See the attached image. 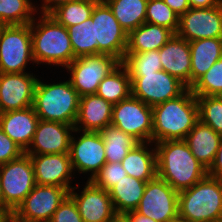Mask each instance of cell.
Returning <instances> with one entry per match:
<instances>
[{
  "mask_svg": "<svg viewBox=\"0 0 222 222\" xmlns=\"http://www.w3.org/2000/svg\"><path fill=\"white\" fill-rule=\"evenodd\" d=\"M157 176L180 192L198 183L207 169L191 153L184 140H166L154 144Z\"/></svg>",
  "mask_w": 222,
  "mask_h": 222,
  "instance_id": "cell-1",
  "label": "cell"
},
{
  "mask_svg": "<svg viewBox=\"0 0 222 222\" xmlns=\"http://www.w3.org/2000/svg\"><path fill=\"white\" fill-rule=\"evenodd\" d=\"M152 143L184 140L199 120L197 98L187 88L176 98L152 107Z\"/></svg>",
  "mask_w": 222,
  "mask_h": 222,
  "instance_id": "cell-2",
  "label": "cell"
},
{
  "mask_svg": "<svg viewBox=\"0 0 222 222\" xmlns=\"http://www.w3.org/2000/svg\"><path fill=\"white\" fill-rule=\"evenodd\" d=\"M40 21L30 23L35 63L67 67L76 57L68 30L49 14H41Z\"/></svg>",
  "mask_w": 222,
  "mask_h": 222,
  "instance_id": "cell-3",
  "label": "cell"
},
{
  "mask_svg": "<svg viewBox=\"0 0 222 222\" xmlns=\"http://www.w3.org/2000/svg\"><path fill=\"white\" fill-rule=\"evenodd\" d=\"M79 102L80 96L69 80L47 84L38 79L33 107L40 120L74 125Z\"/></svg>",
  "mask_w": 222,
  "mask_h": 222,
  "instance_id": "cell-4",
  "label": "cell"
},
{
  "mask_svg": "<svg viewBox=\"0 0 222 222\" xmlns=\"http://www.w3.org/2000/svg\"><path fill=\"white\" fill-rule=\"evenodd\" d=\"M178 216L189 222H214L222 218V180L206 175L180 191Z\"/></svg>",
  "mask_w": 222,
  "mask_h": 222,
  "instance_id": "cell-5",
  "label": "cell"
},
{
  "mask_svg": "<svg viewBox=\"0 0 222 222\" xmlns=\"http://www.w3.org/2000/svg\"><path fill=\"white\" fill-rule=\"evenodd\" d=\"M3 210L12 214L36 185L34 168L27 153L0 165Z\"/></svg>",
  "mask_w": 222,
  "mask_h": 222,
  "instance_id": "cell-6",
  "label": "cell"
},
{
  "mask_svg": "<svg viewBox=\"0 0 222 222\" xmlns=\"http://www.w3.org/2000/svg\"><path fill=\"white\" fill-rule=\"evenodd\" d=\"M33 58L30 24L3 25L0 31V73H22Z\"/></svg>",
  "mask_w": 222,
  "mask_h": 222,
  "instance_id": "cell-7",
  "label": "cell"
},
{
  "mask_svg": "<svg viewBox=\"0 0 222 222\" xmlns=\"http://www.w3.org/2000/svg\"><path fill=\"white\" fill-rule=\"evenodd\" d=\"M121 62L107 54L84 55L75 58L66 68L69 81L80 97L95 94L99 83Z\"/></svg>",
  "mask_w": 222,
  "mask_h": 222,
  "instance_id": "cell-8",
  "label": "cell"
},
{
  "mask_svg": "<svg viewBox=\"0 0 222 222\" xmlns=\"http://www.w3.org/2000/svg\"><path fill=\"white\" fill-rule=\"evenodd\" d=\"M69 195L66 188L36 184L11 214L12 222H49Z\"/></svg>",
  "mask_w": 222,
  "mask_h": 222,
  "instance_id": "cell-9",
  "label": "cell"
},
{
  "mask_svg": "<svg viewBox=\"0 0 222 222\" xmlns=\"http://www.w3.org/2000/svg\"><path fill=\"white\" fill-rule=\"evenodd\" d=\"M111 125L139 142H152V107L130 95L113 105Z\"/></svg>",
  "mask_w": 222,
  "mask_h": 222,
  "instance_id": "cell-10",
  "label": "cell"
},
{
  "mask_svg": "<svg viewBox=\"0 0 222 222\" xmlns=\"http://www.w3.org/2000/svg\"><path fill=\"white\" fill-rule=\"evenodd\" d=\"M91 18L95 41L98 43V54L111 55L122 62L127 50L128 34L103 0L95 5Z\"/></svg>",
  "mask_w": 222,
  "mask_h": 222,
  "instance_id": "cell-11",
  "label": "cell"
},
{
  "mask_svg": "<svg viewBox=\"0 0 222 222\" xmlns=\"http://www.w3.org/2000/svg\"><path fill=\"white\" fill-rule=\"evenodd\" d=\"M131 95L155 106L181 95L187 87L164 70L150 74H129Z\"/></svg>",
  "mask_w": 222,
  "mask_h": 222,
  "instance_id": "cell-12",
  "label": "cell"
},
{
  "mask_svg": "<svg viewBox=\"0 0 222 222\" xmlns=\"http://www.w3.org/2000/svg\"><path fill=\"white\" fill-rule=\"evenodd\" d=\"M179 192L156 176L147 182L138 207V213L157 222H169L178 216Z\"/></svg>",
  "mask_w": 222,
  "mask_h": 222,
  "instance_id": "cell-13",
  "label": "cell"
},
{
  "mask_svg": "<svg viewBox=\"0 0 222 222\" xmlns=\"http://www.w3.org/2000/svg\"><path fill=\"white\" fill-rule=\"evenodd\" d=\"M176 34L188 42L222 38V5L211 8H190L179 17Z\"/></svg>",
  "mask_w": 222,
  "mask_h": 222,
  "instance_id": "cell-14",
  "label": "cell"
},
{
  "mask_svg": "<svg viewBox=\"0 0 222 222\" xmlns=\"http://www.w3.org/2000/svg\"><path fill=\"white\" fill-rule=\"evenodd\" d=\"M74 138L72 135L69 152L73 171L91 172L90 181L106 163L104 141L99 132L83 131L78 140Z\"/></svg>",
  "mask_w": 222,
  "mask_h": 222,
  "instance_id": "cell-15",
  "label": "cell"
},
{
  "mask_svg": "<svg viewBox=\"0 0 222 222\" xmlns=\"http://www.w3.org/2000/svg\"><path fill=\"white\" fill-rule=\"evenodd\" d=\"M37 81L33 73H0V112L32 107Z\"/></svg>",
  "mask_w": 222,
  "mask_h": 222,
  "instance_id": "cell-16",
  "label": "cell"
},
{
  "mask_svg": "<svg viewBox=\"0 0 222 222\" xmlns=\"http://www.w3.org/2000/svg\"><path fill=\"white\" fill-rule=\"evenodd\" d=\"M78 186L69 191V196L74 200L83 222H110L117 213L109 191L87 181L79 195L74 191Z\"/></svg>",
  "mask_w": 222,
  "mask_h": 222,
  "instance_id": "cell-17",
  "label": "cell"
},
{
  "mask_svg": "<svg viewBox=\"0 0 222 222\" xmlns=\"http://www.w3.org/2000/svg\"><path fill=\"white\" fill-rule=\"evenodd\" d=\"M71 131L77 133L74 125L39 120L33 140L25 153L28 155L69 153Z\"/></svg>",
  "mask_w": 222,
  "mask_h": 222,
  "instance_id": "cell-18",
  "label": "cell"
},
{
  "mask_svg": "<svg viewBox=\"0 0 222 222\" xmlns=\"http://www.w3.org/2000/svg\"><path fill=\"white\" fill-rule=\"evenodd\" d=\"M38 185L59 186L70 191L72 163L69 153L29 155Z\"/></svg>",
  "mask_w": 222,
  "mask_h": 222,
  "instance_id": "cell-19",
  "label": "cell"
},
{
  "mask_svg": "<svg viewBox=\"0 0 222 222\" xmlns=\"http://www.w3.org/2000/svg\"><path fill=\"white\" fill-rule=\"evenodd\" d=\"M162 69L190 88L191 51L189 42L175 34L159 49Z\"/></svg>",
  "mask_w": 222,
  "mask_h": 222,
  "instance_id": "cell-20",
  "label": "cell"
},
{
  "mask_svg": "<svg viewBox=\"0 0 222 222\" xmlns=\"http://www.w3.org/2000/svg\"><path fill=\"white\" fill-rule=\"evenodd\" d=\"M39 120L32 106L1 113L0 127L25 152L33 140Z\"/></svg>",
  "mask_w": 222,
  "mask_h": 222,
  "instance_id": "cell-21",
  "label": "cell"
},
{
  "mask_svg": "<svg viewBox=\"0 0 222 222\" xmlns=\"http://www.w3.org/2000/svg\"><path fill=\"white\" fill-rule=\"evenodd\" d=\"M112 111L113 104L96 94L80 97L75 130L100 132L104 127L111 125Z\"/></svg>",
  "mask_w": 222,
  "mask_h": 222,
  "instance_id": "cell-22",
  "label": "cell"
},
{
  "mask_svg": "<svg viewBox=\"0 0 222 222\" xmlns=\"http://www.w3.org/2000/svg\"><path fill=\"white\" fill-rule=\"evenodd\" d=\"M221 138L209 125L198 120L184 141L195 158L208 170L214 162Z\"/></svg>",
  "mask_w": 222,
  "mask_h": 222,
  "instance_id": "cell-23",
  "label": "cell"
},
{
  "mask_svg": "<svg viewBox=\"0 0 222 222\" xmlns=\"http://www.w3.org/2000/svg\"><path fill=\"white\" fill-rule=\"evenodd\" d=\"M191 51L190 88L222 57V38L189 42Z\"/></svg>",
  "mask_w": 222,
  "mask_h": 222,
  "instance_id": "cell-24",
  "label": "cell"
},
{
  "mask_svg": "<svg viewBox=\"0 0 222 222\" xmlns=\"http://www.w3.org/2000/svg\"><path fill=\"white\" fill-rule=\"evenodd\" d=\"M151 143V144H150ZM152 142H140L121 161L128 176L148 182L157 176L156 150L148 146Z\"/></svg>",
  "mask_w": 222,
  "mask_h": 222,
  "instance_id": "cell-25",
  "label": "cell"
},
{
  "mask_svg": "<svg viewBox=\"0 0 222 222\" xmlns=\"http://www.w3.org/2000/svg\"><path fill=\"white\" fill-rule=\"evenodd\" d=\"M174 35L175 33L166 27L145 22L128 34L126 52L159 50Z\"/></svg>",
  "mask_w": 222,
  "mask_h": 222,
  "instance_id": "cell-26",
  "label": "cell"
},
{
  "mask_svg": "<svg viewBox=\"0 0 222 222\" xmlns=\"http://www.w3.org/2000/svg\"><path fill=\"white\" fill-rule=\"evenodd\" d=\"M147 182L126 175L110 190L109 194L117 214L135 210L144 194Z\"/></svg>",
  "mask_w": 222,
  "mask_h": 222,
  "instance_id": "cell-27",
  "label": "cell"
},
{
  "mask_svg": "<svg viewBox=\"0 0 222 222\" xmlns=\"http://www.w3.org/2000/svg\"><path fill=\"white\" fill-rule=\"evenodd\" d=\"M123 30L129 34L146 22L148 0H103Z\"/></svg>",
  "mask_w": 222,
  "mask_h": 222,
  "instance_id": "cell-28",
  "label": "cell"
},
{
  "mask_svg": "<svg viewBox=\"0 0 222 222\" xmlns=\"http://www.w3.org/2000/svg\"><path fill=\"white\" fill-rule=\"evenodd\" d=\"M96 95L114 104L131 95V80L126 67L120 63L99 83Z\"/></svg>",
  "mask_w": 222,
  "mask_h": 222,
  "instance_id": "cell-29",
  "label": "cell"
},
{
  "mask_svg": "<svg viewBox=\"0 0 222 222\" xmlns=\"http://www.w3.org/2000/svg\"><path fill=\"white\" fill-rule=\"evenodd\" d=\"M99 133L105 144L106 162H121L129 151L140 143L114 125L104 127Z\"/></svg>",
  "mask_w": 222,
  "mask_h": 222,
  "instance_id": "cell-30",
  "label": "cell"
},
{
  "mask_svg": "<svg viewBox=\"0 0 222 222\" xmlns=\"http://www.w3.org/2000/svg\"><path fill=\"white\" fill-rule=\"evenodd\" d=\"M100 0H73L58 6L49 15L59 24L74 26L91 18L95 5Z\"/></svg>",
  "mask_w": 222,
  "mask_h": 222,
  "instance_id": "cell-31",
  "label": "cell"
},
{
  "mask_svg": "<svg viewBox=\"0 0 222 222\" xmlns=\"http://www.w3.org/2000/svg\"><path fill=\"white\" fill-rule=\"evenodd\" d=\"M74 56L98 54V43L95 41L94 24L92 18L81 24L67 27Z\"/></svg>",
  "mask_w": 222,
  "mask_h": 222,
  "instance_id": "cell-32",
  "label": "cell"
},
{
  "mask_svg": "<svg viewBox=\"0 0 222 222\" xmlns=\"http://www.w3.org/2000/svg\"><path fill=\"white\" fill-rule=\"evenodd\" d=\"M30 0H0V23L2 25L30 24L37 7ZM33 15V16H32Z\"/></svg>",
  "mask_w": 222,
  "mask_h": 222,
  "instance_id": "cell-33",
  "label": "cell"
},
{
  "mask_svg": "<svg viewBox=\"0 0 222 222\" xmlns=\"http://www.w3.org/2000/svg\"><path fill=\"white\" fill-rule=\"evenodd\" d=\"M159 50H151L142 53L126 52L121 62L129 74H150L161 71Z\"/></svg>",
  "mask_w": 222,
  "mask_h": 222,
  "instance_id": "cell-34",
  "label": "cell"
},
{
  "mask_svg": "<svg viewBox=\"0 0 222 222\" xmlns=\"http://www.w3.org/2000/svg\"><path fill=\"white\" fill-rule=\"evenodd\" d=\"M199 120L222 136V96H196Z\"/></svg>",
  "mask_w": 222,
  "mask_h": 222,
  "instance_id": "cell-35",
  "label": "cell"
},
{
  "mask_svg": "<svg viewBox=\"0 0 222 222\" xmlns=\"http://www.w3.org/2000/svg\"><path fill=\"white\" fill-rule=\"evenodd\" d=\"M195 96H222V57L191 87Z\"/></svg>",
  "mask_w": 222,
  "mask_h": 222,
  "instance_id": "cell-36",
  "label": "cell"
},
{
  "mask_svg": "<svg viewBox=\"0 0 222 222\" xmlns=\"http://www.w3.org/2000/svg\"><path fill=\"white\" fill-rule=\"evenodd\" d=\"M146 23L166 27L176 34L179 27V16L163 0H148Z\"/></svg>",
  "mask_w": 222,
  "mask_h": 222,
  "instance_id": "cell-37",
  "label": "cell"
},
{
  "mask_svg": "<svg viewBox=\"0 0 222 222\" xmlns=\"http://www.w3.org/2000/svg\"><path fill=\"white\" fill-rule=\"evenodd\" d=\"M127 175L121 162H106L99 172L90 180L95 186L109 191Z\"/></svg>",
  "mask_w": 222,
  "mask_h": 222,
  "instance_id": "cell-38",
  "label": "cell"
},
{
  "mask_svg": "<svg viewBox=\"0 0 222 222\" xmlns=\"http://www.w3.org/2000/svg\"><path fill=\"white\" fill-rule=\"evenodd\" d=\"M49 222H83L74 200L68 195Z\"/></svg>",
  "mask_w": 222,
  "mask_h": 222,
  "instance_id": "cell-39",
  "label": "cell"
},
{
  "mask_svg": "<svg viewBox=\"0 0 222 222\" xmlns=\"http://www.w3.org/2000/svg\"><path fill=\"white\" fill-rule=\"evenodd\" d=\"M24 153L22 148L11 140L0 127V165L8 163Z\"/></svg>",
  "mask_w": 222,
  "mask_h": 222,
  "instance_id": "cell-40",
  "label": "cell"
},
{
  "mask_svg": "<svg viewBox=\"0 0 222 222\" xmlns=\"http://www.w3.org/2000/svg\"><path fill=\"white\" fill-rule=\"evenodd\" d=\"M207 175L222 180V138L220 140L214 162L207 170Z\"/></svg>",
  "mask_w": 222,
  "mask_h": 222,
  "instance_id": "cell-41",
  "label": "cell"
},
{
  "mask_svg": "<svg viewBox=\"0 0 222 222\" xmlns=\"http://www.w3.org/2000/svg\"><path fill=\"white\" fill-rule=\"evenodd\" d=\"M174 12L177 16H181L186 13L189 9V1L188 0H163Z\"/></svg>",
  "mask_w": 222,
  "mask_h": 222,
  "instance_id": "cell-42",
  "label": "cell"
},
{
  "mask_svg": "<svg viewBox=\"0 0 222 222\" xmlns=\"http://www.w3.org/2000/svg\"><path fill=\"white\" fill-rule=\"evenodd\" d=\"M44 3L42 4L41 13L42 14H50L54 9L58 6L66 4L69 1L73 0H42Z\"/></svg>",
  "mask_w": 222,
  "mask_h": 222,
  "instance_id": "cell-43",
  "label": "cell"
},
{
  "mask_svg": "<svg viewBox=\"0 0 222 222\" xmlns=\"http://www.w3.org/2000/svg\"><path fill=\"white\" fill-rule=\"evenodd\" d=\"M190 8H211L222 5V0H188Z\"/></svg>",
  "mask_w": 222,
  "mask_h": 222,
  "instance_id": "cell-44",
  "label": "cell"
},
{
  "mask_svg": "<svg viewBox=\"0 0 222 222\" xmlns=\"http://www.w3.org/2000/svg\"><path fill=\"white\" fill-rule=\"evenodd\" d=\"M125 215L131 222H157L150 217H146L145 215L138 213L136 210L128 211Z\"/></svg>",
  "mask_w": 222,
  "mask_h": 222,
  "instance_id": "cell-45",
  "label": "cell"
},
{
  "mask_svg": "<svg viewBox=\"0 0 222 222\" xmlns=\"http://www.w3.org/2000/svg\"><path fill=\"white\" fill-rule=\"evenodd\" d=\"M110 222H131L125 214H116Z\"/></svg>",
  "mask_w": 222,
  "mask_h": 222,
  "instance_id": "cell-46",
  "label": "cell"
},
{
  "mask_svg": "<svg viewBox=\"0 0 222 222\" xmlns=\"http://www.w3.org/2000/svg\"><path fill=\"white\" fill-rule=\"evenodd\" d=\"M0 222H11V214L0 209Z\"/></svg>",
  "mask_w": 222,
  "mask_h": 222,
  "instance_id": "cell-47",
  "label": "cell"
},
{
  "mask_svg": "<svg viewBox=\"0 0 222 222\" xmlns=\"http://www.w3.org/2000/svg\"><path fill=\"white\" fill-rule=\"evenodd\" d=\"M169 222H189L187 219L181 218L180 216H177L176 218L172 219Z\"/></svg>",
  "mask_w": 222,
  "mask_h": 222,
  "instance_id": "cell-48",
  "label": "cell"
},
{
  "mask_svg": "<svg viewBox=\"0 0 222 222\" xmlns=\"http://www.w3.org/2000/svg\"><path fill=\"white\" fill-rule=\"evenodd\" d=\"M0 209L3 210V196H2L1 185H0Z\"/></svg>",
  "mask_w": 222,
  "mask_h": 222,
  "instance_id": "cell-49",
  "label": "cell"
},
{
  "mask_svg": "<svg viewBox=\"0 0 222 222\" xmlns=\"http://www.w3.org/2000/svg\"><path fill=\"white\" fill-rule=\"evenodd\" d=\"M214 222H222V218H219V219H217V220L214 221Z\"/></svg>",
  "mask_w": 222,
  "mask_h": 222,
  "instance_id": "cell-50",
  "label": "cell"
}]
</instances>
